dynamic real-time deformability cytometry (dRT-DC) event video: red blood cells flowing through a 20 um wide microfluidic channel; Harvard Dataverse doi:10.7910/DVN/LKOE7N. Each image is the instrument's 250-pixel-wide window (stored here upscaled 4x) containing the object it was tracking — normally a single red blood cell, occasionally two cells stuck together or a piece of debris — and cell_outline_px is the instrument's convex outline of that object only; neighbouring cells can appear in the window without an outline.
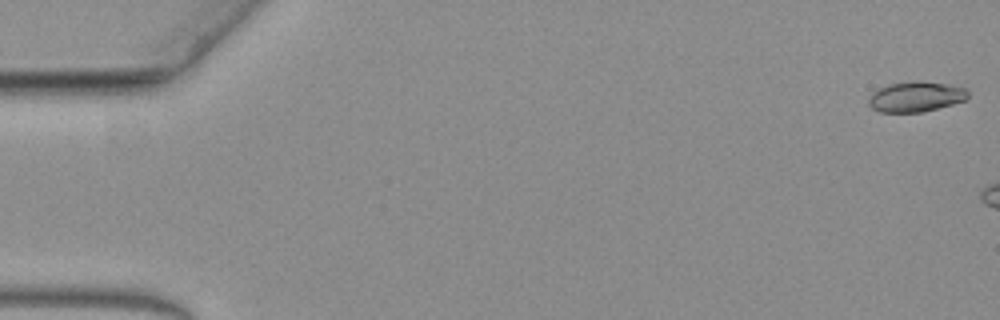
{"species": "common noctule bat (a hibernating species)", "species_latin": "Nyctalus noctula", "temperature_condition": "warm", "stored_images_in_passage": 7, "camera_frame_rate_fps": 3000, "um_per_image_px": 0.085, "animal": {"sex": "female", "body_mass_g": 19.3, "forearm_length_mm": 54.1}, "frame": {"image": 1, "passage_image": 1, "time_ms": 0.0, "image_size_px": [1000, 320], "cell_outline_px": [[968, 96], [964, 100], [952, 104], [920, 112], [880, 112], [872, 108], [868, 104], [868, 100], [872, 92], [888, 84], [912, 80], [920, 80], [948, 84], [964, 88], [968, 92]], "centroid_in_image_um": [77.81, 8.2], "position_along_channel_um": 7.2, "area_um2": 17.51}}